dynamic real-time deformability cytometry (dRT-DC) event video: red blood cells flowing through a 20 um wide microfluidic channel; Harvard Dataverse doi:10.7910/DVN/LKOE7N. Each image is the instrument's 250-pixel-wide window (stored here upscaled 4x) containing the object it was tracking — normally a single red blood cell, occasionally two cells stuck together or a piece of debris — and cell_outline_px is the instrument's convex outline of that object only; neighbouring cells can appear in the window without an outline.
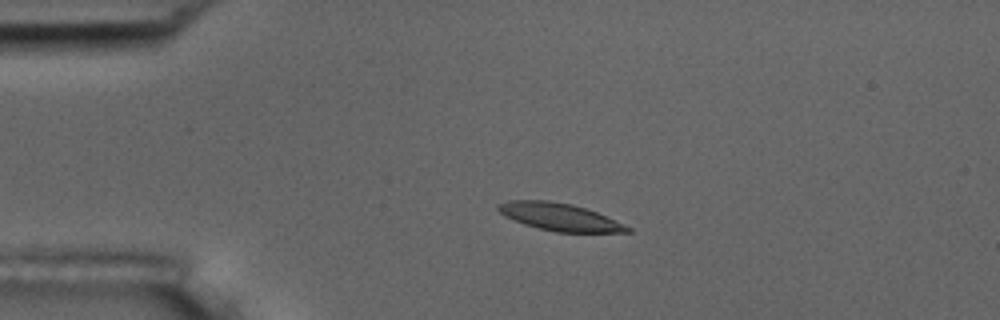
{"species": "common noctule bat (a hibernating species)", "species_latin": "Nyctalus noctula", "temperature_condition": "room temperature", "stored_images_in_passage": 5, "camera_frame_rate_fps": 3000, "um_per_image_px": 0.085, "animal": {"sex": "male", "body_mass_g": 17.5, "forearm_length_mm": 52.3}, "frame": {"image": 1, "passage_image": 4, "time_ms": 3.667, "image_size_px": [1000, 320], "cell_outline_px": [[632, 232], [556, 232], [524, 224], [504, 216], [496, 208], [496, 204], [508, 200], [548, 200], [572, 204], [596, 212], [632, 228]], "centroid_in_image_um": [47.52, 18.43], "position_along_channel_um": 37.5, "area_um2": 20.52}}